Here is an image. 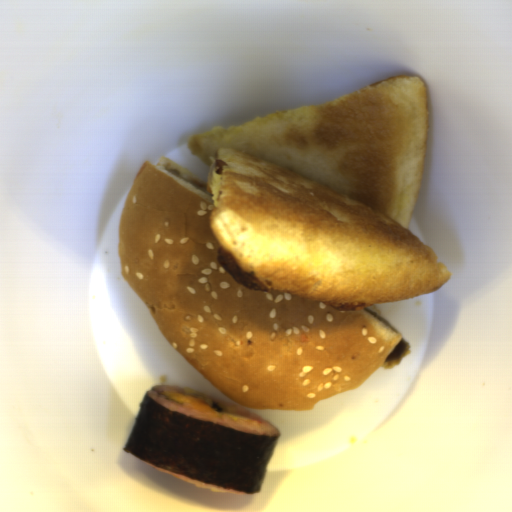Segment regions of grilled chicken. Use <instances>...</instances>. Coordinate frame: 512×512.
Masks as SVG:
<instances>
[{
	"instance_id": "277b20a1",
	"label": "grilled chicken",
	"mask_w": 512,
	"mask_h": 512,
	"mask_svg": "<svg viewBox=\"0 0 512 512\" xmlns=\"http://www.w3.org/2000/svg\"><path fill=\"white\" fill-rule=\"evenodd\" d=\"M217 261L220 266L224 267L226 272L234 279L236 283L245 285L251 291L268 290L266 286L256 277L242 273L235 265L234 258L223 247H219L217 251Z\"/></svg>"
},
{
	"instance_id": "a9712176",
	"label": "grilled chicken",
	"mask_w": 512,
	"mask_h": 512,
	"mask_svg": "<svg viewBox=\"0 0 512 512\" xmlns=\"http://www.w3.org/2000/svg\"><path fill=\"white\" fill-rule=\"evenodd\" d=\"M325 304L330 307V308H333L335 310H339V311H356V310H359V309H363V308H367L371 305H373V303H365V302H325Z\"/></svg>"
},
{
	"instance_id": "7e0887df",
	"label": "grilled chicken",
	"mask_w": 512,
	"mask_h": 512,
	"mask_svg": "<svg viewBox=\"0 0 512 512\" xmlns=\"http://www.w3.org/2000/svg\"><path fill=\"white\" fill-rule=\"evenodd\" d=\"M227 165H228L227 162L219 160V159H216V161H215V166L217 167L216 174H221L222 173V167L223 166H227Z\"/></svg>"
}]
</instances>
